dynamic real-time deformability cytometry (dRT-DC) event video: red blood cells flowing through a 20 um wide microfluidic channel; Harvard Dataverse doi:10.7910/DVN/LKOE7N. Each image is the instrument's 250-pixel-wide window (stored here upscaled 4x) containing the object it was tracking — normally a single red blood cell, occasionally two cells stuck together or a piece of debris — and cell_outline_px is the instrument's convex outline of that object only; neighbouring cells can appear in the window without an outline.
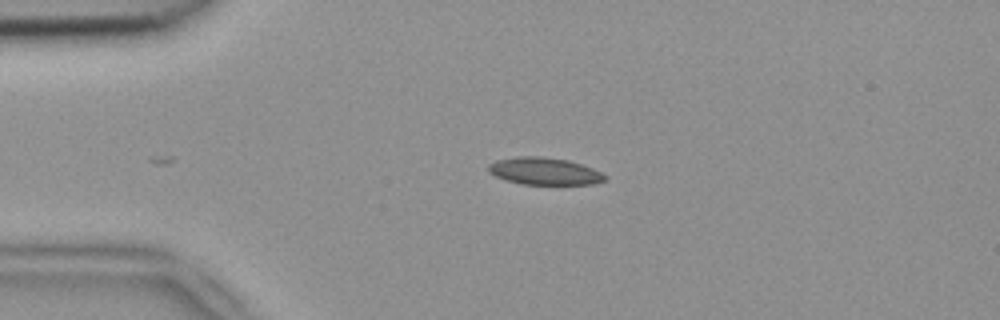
{"species": "common noctule bat (a hibernating species)", "species_latin": "Nyctalus noctula", "temperature_condition": "room temperature", "stored_images_in_passage": 5, "camera_frame_rate_fps": 3000, "um_per_image_px": 0.085, "animal": {"sex": "female", "body_mass_g": 18.4}, "frame": {"image": 1, "passage_image": 3, "time_ms": 0.667, "image_size_px": [1000, 320], "cell_outline_px": [[608, 176], [604, 180], [592, 184], [524, 184], [508, 180], [496, 176], [488, 172], [488, 164], [496, 160], [516, 156], [540, 156], [568, 160], [592, 168]], "centroid_in_image_um": [46.25, 14.54], "position_along_channel_um": 38.7, "area_um2": 18.32}}